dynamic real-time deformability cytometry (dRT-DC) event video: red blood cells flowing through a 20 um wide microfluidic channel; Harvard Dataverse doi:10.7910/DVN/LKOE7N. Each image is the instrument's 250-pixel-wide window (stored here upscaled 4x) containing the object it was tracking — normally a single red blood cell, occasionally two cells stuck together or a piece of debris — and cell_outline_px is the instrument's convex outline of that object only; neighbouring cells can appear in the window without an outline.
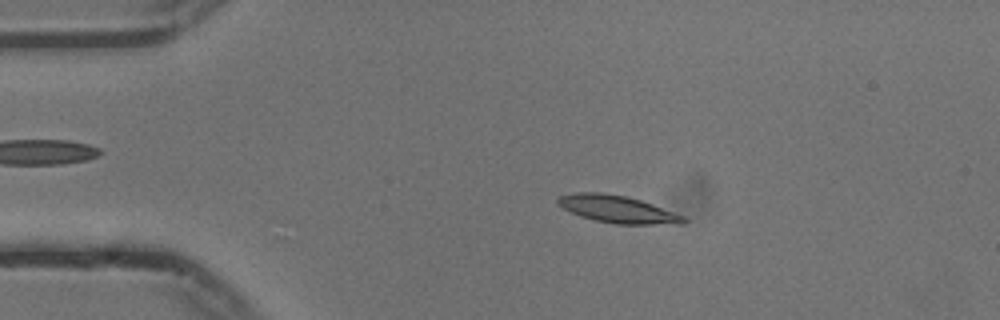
{"species": "common noctule bat (a hibernating species)", "species_latin": "Nyctalus noctula", "temperature_condition": "cold", "stored_images_in_passage": 54, "camera_frame_rate_fps": 3000, "um_per_image_px": 0.085, "animal": {"sex": "male", "body_mass_g": 13.3}, "frame": {"image": 1, "passage_image": 10, "time_ms": 3.0, "image_size_px": [1000, 320], "cell_outline_px": [[688, 220], [684, 224], [616, 224], [596, 220], [580, 216], [556, 204], [556, 200], [560, 196], [576, 192], [600, 192], [624, 196], [640, 200], [688, 216]], "centroid_in_image_um": [52.55, 17.79], "position_along_channel_um": 32.4, "area_um2": 20.06}}
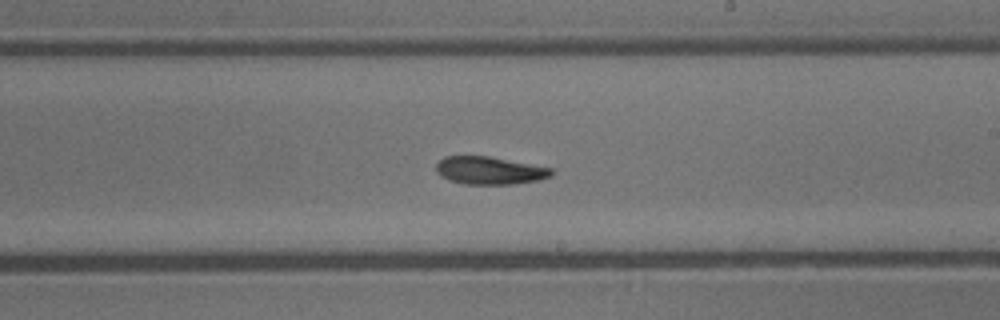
{"frame": {"image": 2, "passage_image": 31, "time_ms": 10.0, "image_size_px": [1000, 320], "cell_outline_px": [[556, 172], [552, 176], [540, 180], [512, 184], [464, 184], [448, 180], [440, 176], [436, 172], [436, 164], [444, 156], [488, 156], [552, 168]], "centroid_in_image_um": [41.62, 14.5], "position_along_channel_um": 247.4, "area_um2": 18.79}}
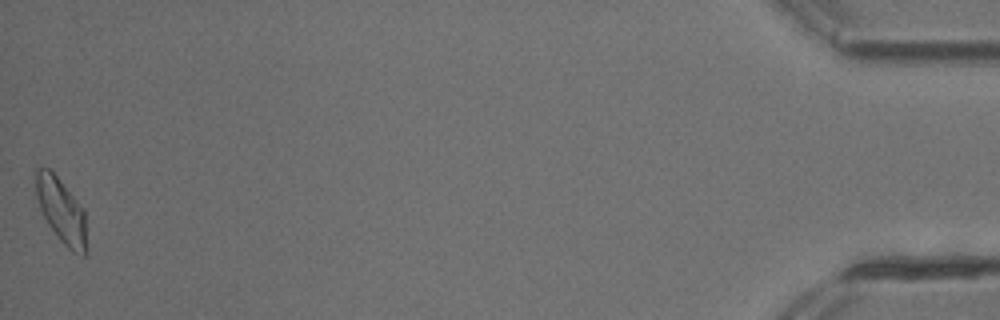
{"frame": {"image": 3, "passage_image": 54, "time_ms": 17.667, "image_size_px": [1000, 320], "cell_outline_px": [[84, 256], [72, 252], [56, 236], [48, 224], [40, 208], [36, 196], [36, 168], [48, 168], [56, 176], [84, 208]], "centroid_in_image_um": [5.18, 17.88], "position_along_channel_um": 430.0, "area_um2": 18.5}, "authors_computed_cell_mechanics": {"area_um2": 19.1029, "velocity_mm_per_s": 3.7258, "shape_relaxation_time_tau1_ms": 4.4869, "shape_relaxation_time_tau2_ms": null, "deformation_change_tau1": 0.1438, "deformation_change_tau2": null}}